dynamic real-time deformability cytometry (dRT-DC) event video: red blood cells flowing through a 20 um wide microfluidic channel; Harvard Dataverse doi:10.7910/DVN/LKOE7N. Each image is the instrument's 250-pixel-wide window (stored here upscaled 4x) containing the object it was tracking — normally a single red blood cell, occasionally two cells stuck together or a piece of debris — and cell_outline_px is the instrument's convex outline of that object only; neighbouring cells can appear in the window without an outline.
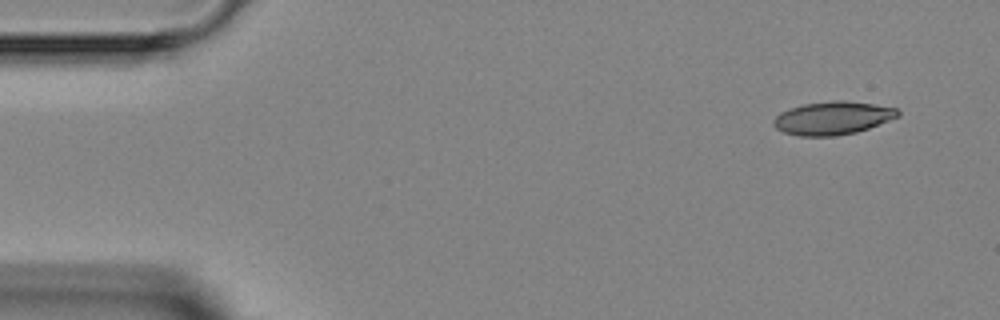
{"species": "Egyptian fruit bat (a non-hibernating species)", "species_latin": "Rousettus aegyptiacus", "temperature_condition": "room temperature", "stored_images_in_passage": 4, "camera_frame_rate_fps": 3000, "um_per_image_px": 0.085, "animal": {"sex": "female"}, "frame": {"image": 1, "passage_image": 1, "time_ms": 0.0, "image_size_px": [1000, 320], "cell_outline_px": [[900, 116], [868, 128], [856, 132], [836, 136], [800, 136], [784, 132], [776, 128], [772, 124], [772, 120], [780, 112], [804, 104], [832, 100], [844, 100], [872, 104], [896, 108], [900, 112]], "centroid_in_image_um": [70.76, 10.03], "position_along_channel_um": 14.2, "area_um2": 23.93}}
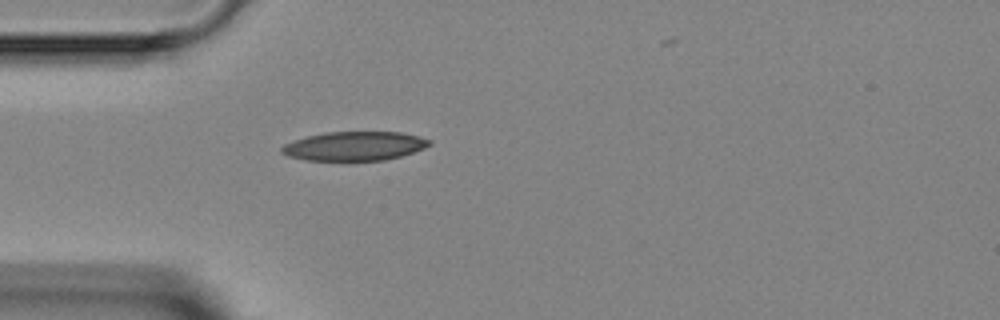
{"frame": {"image": 2, "passage_image": 4, "time_ms": 3.333, "image_size_px": [1000, 320], "cell_outline_px": [[432, 144], [424, 148], [400, 156], [384, 160], [352, 164], [304, 160], [288, 156], [280, 152], [280, 148], [284, 144], [308, 136], [324, 132], [400, 132], [432, 140]], "centroid_in_image_um": [30.08, 12.47], "position_along_channel_um": 54.9, "area_um2": 25.95}}